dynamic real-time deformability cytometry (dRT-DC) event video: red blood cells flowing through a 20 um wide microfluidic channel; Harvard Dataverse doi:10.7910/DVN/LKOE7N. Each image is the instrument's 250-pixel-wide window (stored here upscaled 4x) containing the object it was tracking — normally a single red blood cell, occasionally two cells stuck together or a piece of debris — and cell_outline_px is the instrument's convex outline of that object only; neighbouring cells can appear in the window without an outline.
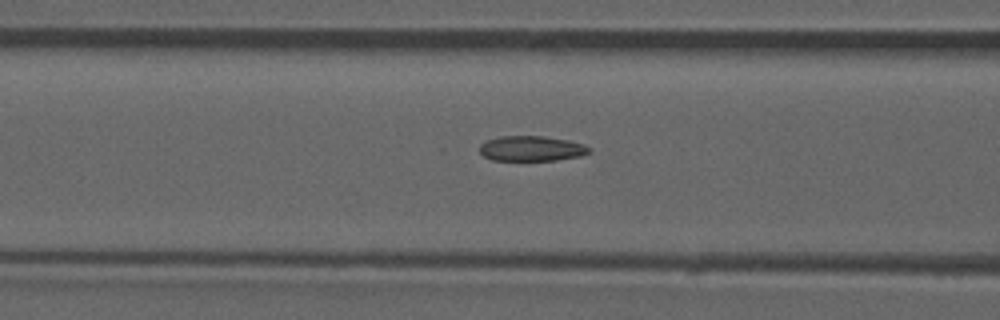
{"species": "common noctule bat (a hibernating species)", "species_latin": "Nyctalus noctula", "temperature_condition": "room temperature", "stored_images_in_passage": 25, "camera_frame_rate_fps": 3000, "um_per_image_px": 0.085, "animal": {"sex": "male", "forearm_length_mm": 52.5}, "frame": {"image": 1, "passage_image": 21, "time_ms": 6.667, "image_size_px": [1000, 320], "cell_outline_px": [[592, 152], [580, 156], [556, 160], [492, 160], [484, 156], [480, 152], [480, 144], [488, 140], [500, 136], [544, 136], [568, 140], [584, 144], [592, 148]], "centroid_in_image_um": [45.22, 12.62], "position_along_channel_um": 121.4, "area_um2": 16.13}}